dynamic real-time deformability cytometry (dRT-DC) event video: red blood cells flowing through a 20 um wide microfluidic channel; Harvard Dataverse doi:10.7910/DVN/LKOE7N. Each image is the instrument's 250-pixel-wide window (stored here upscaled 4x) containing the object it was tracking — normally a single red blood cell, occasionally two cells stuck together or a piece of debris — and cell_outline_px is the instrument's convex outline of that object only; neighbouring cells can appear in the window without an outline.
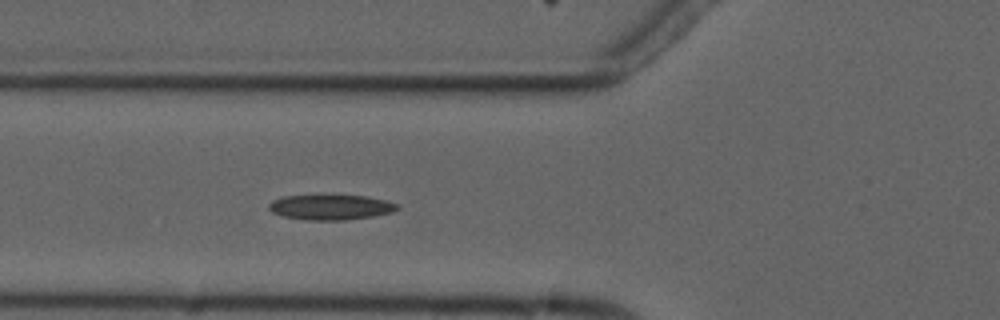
{"species": "common noctule bat (a hibernating species)", "species_latin": "Nyctalus noctula", "temperature_condition": "cold", "stored_images_in_passage": 6, "camera_frame_rate_fps": 3000, "um_per_image_px": 0.085, "animal": {"sex": "male", "forearm_length_mm": 52.5}, "frame": {"image": 1, "passage_image": 6, "time_ms": 6.0, "image_size_px": [1000, 320], "cell_outline_px": [[400, 208], [392, 212], [372, 216], [344, 220], [308, 220], [284, 216], [272, 212], [268, 208], [268, 204], [272, 200], [284, 196], [364, 196], [388, 200], [400, 204]], "centroid_in_image_um": [28.14, 17.61], "position_along_channel_um": 97.7, "area_um2": 18.67}}